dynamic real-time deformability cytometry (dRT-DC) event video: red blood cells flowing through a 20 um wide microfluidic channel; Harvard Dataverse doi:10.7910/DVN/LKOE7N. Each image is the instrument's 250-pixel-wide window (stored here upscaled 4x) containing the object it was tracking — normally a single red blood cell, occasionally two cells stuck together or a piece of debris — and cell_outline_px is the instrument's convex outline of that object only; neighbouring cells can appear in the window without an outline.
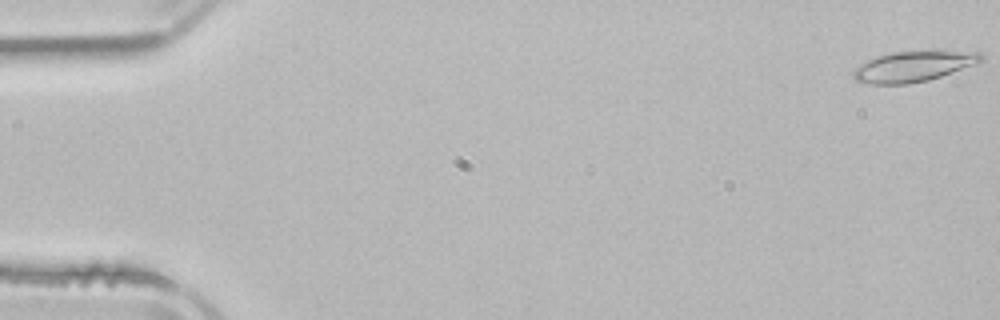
{"species": "common noctule bat (a hibernating species)", "species_latin": "Nyctalus noctula", "temperature_condition": "room temperature", "stored_images_in_passage": 53, "camera_frame_rate_fps": 3000, "um_per_image_px": 0.085, "animal": {"sex": "male", "body_mass_g": 21.5, "forearm_length_mm": 52.0}, "frame": {"image": 1, "passage_image": 1, "time_ms": 0.0, "image_size_px": [1000, 320], "cell_outline_px": [[984, 60], [940, 76], [928, 80], [908, 84], [872, 84], [856, 80], [852, 76], [852, 72], [860, 64], [876, 56], [892, 52], [932, 48], [980, 52], [984, 56]], "centroid_in_image_um": [77.68, 5.58], "position_along_channel_um": 7.3, "area_um2": 23.35}}
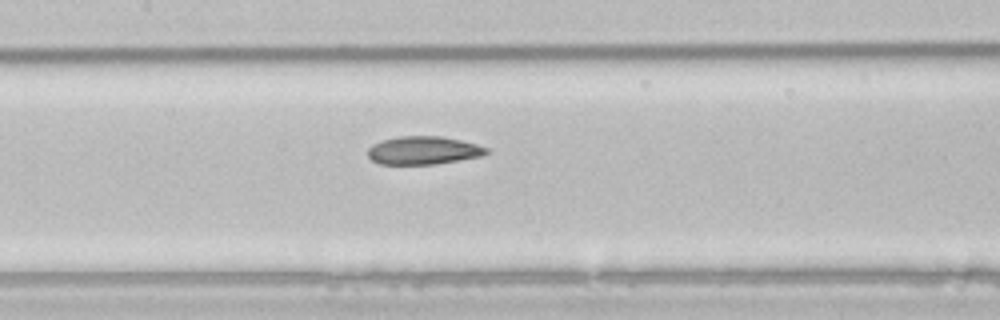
{"frame": {"image": 2, "passage_image": 25, "time_ms": 8.0, "image_size_px": [1000, 320], "cell_outline_px": [[488, 152], [484, 156], [436, 164], [380, 164], [372, 160], [368, 156], [368, 148], [372, 144], [380, 140], [400, 136], [444, 136], [476, 144], [488, 148]], "centroid_in_image_um": [35.99, 12.78], "position_along_channel_um": 171.4, "area_um2": 19.59}}
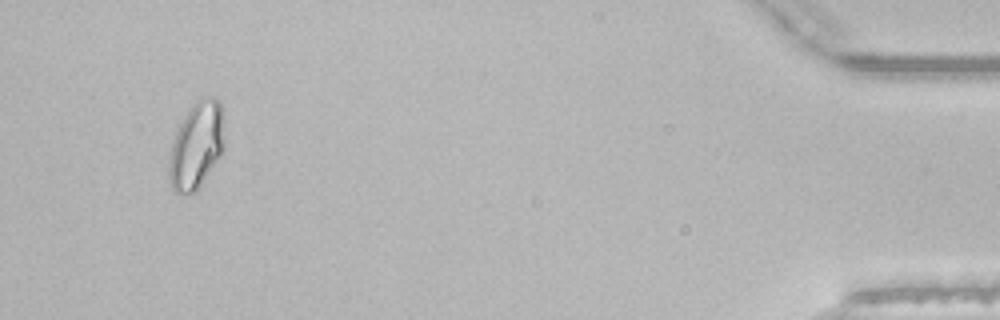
{"frame": {"image": 3, "passage_image": 50, "time_ms": 16.333, "image_size_px": [1000, 320], "cell_outline_px": [[224, 148], [220, 156], [196, 192], [176, 192], [172, 188], [168, 180], [168, 160], [176, 128], [192, 104], [196, 100], [212, 96], [216, 96], [220, 100], [224, 120]], "centroid_in_image_um": [16.7, 12.33], "position_along_channel_um": 418.5, "area_um2": 28.32}, "authors_computed_cell_mechanics": {"area_um2": 21.4438, "velocity_mm_per_s": 3.8816, "shape_relaxation_time_tau1_ms": null, "shape_relaxation_time_tau2_ms": 2.7712, "deformation_change_tau1": null, "deformation_change_tau2": 0.0657}}